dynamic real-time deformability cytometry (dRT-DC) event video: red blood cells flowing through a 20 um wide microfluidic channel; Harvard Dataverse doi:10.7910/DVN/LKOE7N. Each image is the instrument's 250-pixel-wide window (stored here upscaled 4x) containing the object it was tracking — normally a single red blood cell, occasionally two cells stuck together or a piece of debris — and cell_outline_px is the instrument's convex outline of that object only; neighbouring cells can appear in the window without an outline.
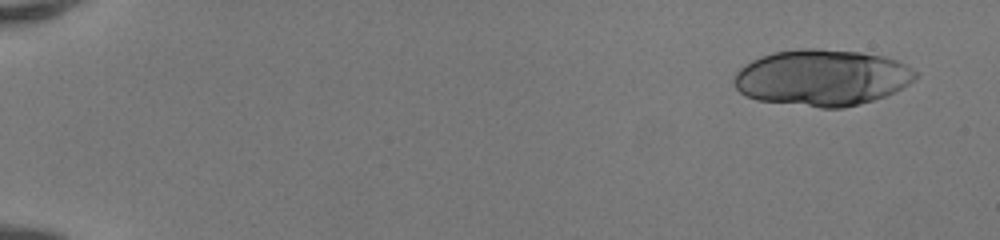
{"species": "human", "species_latin": "Homo sapiens", "temperature_condition": "room temperature", "stored_images_in_passage": 19, "camera_frame_rate_fps": 3000, "um_per_image_px": 0.085, "donor": {"sex": "female"}, "frame": {"image": 1, "passage_image": 1, "time_ms": 0.0, "image_size_px": [1000, 240], "cell_outline_px": [[916, 76], [908, 84], [884, 96], [860, 104], [840, 108], [820, 108], [756, 100], [740, 92], [736, 88], [732, 80], [736, 72], [744, 64], [760, 56], [772, 52], [800, 48], [816, 48], [860, 52], [884, 56], [896, 60], [912, 68], [916, 72]], "centroid_in_image_um": [69.81, 6.59], "position_along_channel_um": 15.2, "area_um2": 59.59}}
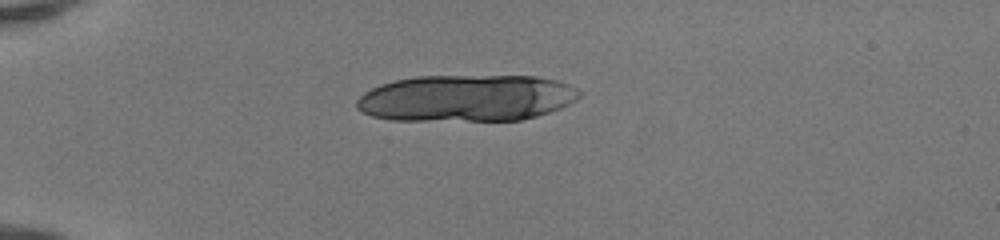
{"frame": {"image": 2, "passage_image": 12, "time_ms": 3.667, "image_size_px": [1000, 240], "cell_outline_px": [[580, 96], [576, 100], [560, 108], [536, 116], [520, 120], [392, 120], [372, 116], [360, 112], [356, 108], [356, 100], [364, 92], [380, 84], [396, 80], [416, 76], [536, 76], [556, 80], [568, 84], [576, 88], [580, 92]], "centroid_in_image_um": [39.62, 8.34], "position_along_channel_um": 45.4, "area_um2": 60.69}}